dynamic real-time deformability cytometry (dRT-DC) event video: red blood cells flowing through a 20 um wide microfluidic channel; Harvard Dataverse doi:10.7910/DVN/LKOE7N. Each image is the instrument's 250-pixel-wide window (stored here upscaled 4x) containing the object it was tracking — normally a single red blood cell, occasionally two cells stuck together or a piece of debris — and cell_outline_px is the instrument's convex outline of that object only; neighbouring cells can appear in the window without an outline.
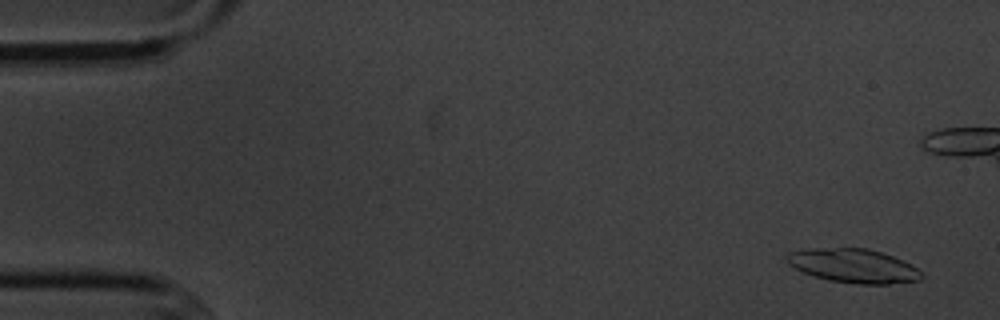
{"species": "common noctule bat (a hibernating species)", "species_latin": "Nyctalus noctula", "temperature_condition": "cold", "stored_images_in_passage": 5, "camera_frame_rate_fps": 3000, "um_per_image_px": 0.085, "animal": {"sex": "male", "body_mass_g": 20.1, "forearm_length_mm": 53.5}, "frame": {"image": 1, "passage_image": 1, "time_ms": 0.0, "image_size_px": [1000, 320], "cell_outline_px": [[924, 276], [920, 280], [888, 284], [856, 284], [828, 280], [804, 272], [788, 264], [784, 260], [784, 256], [788, 252], [804, 248], [868, 248], [892, 256], [916, 268]], "centroid_in_image_um": [72.48, 22.59], "position_along_channel_um": 12.5, "area_um2": 26.59}}